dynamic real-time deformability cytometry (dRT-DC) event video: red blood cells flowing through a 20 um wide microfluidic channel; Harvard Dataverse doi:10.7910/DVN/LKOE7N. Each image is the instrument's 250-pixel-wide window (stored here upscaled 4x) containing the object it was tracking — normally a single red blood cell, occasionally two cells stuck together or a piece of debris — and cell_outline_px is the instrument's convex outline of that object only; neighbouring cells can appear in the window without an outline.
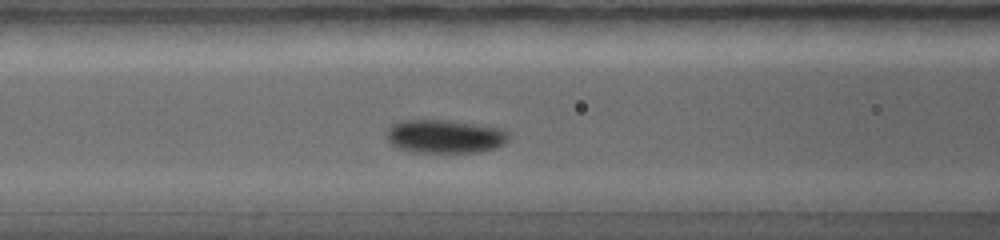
{"species": "common noctule bat (a hibernating species)", "species_latin": "Nyctalus noctula", "temperature_condition": "warm", "stored_images_in_passage": 26, "camera_frame_rate_fps": 5000, "um_per_image_px": 0.085, "animal": {"sex": "female", "body_mass_g": 19.0, "forearm_length_mm": 56.7}, "frame": {"image": 1, "passage_image": 8, "time_ms": 2.6, "image_size_px": [1000, 240], "cell_outline_px": [[504, 140], [500, 144], [492, 148], [480, 152], [420, 152], [404, 148], [392, 144], [388, 136], [392, 128], [396, 124], [464, 124], [488, 128], [500, 132], [504, 136]], "centroid_in_image_um": [37.8, 11.71], "position_along_channel_um": 128.8, "area_um2": 20.11}}
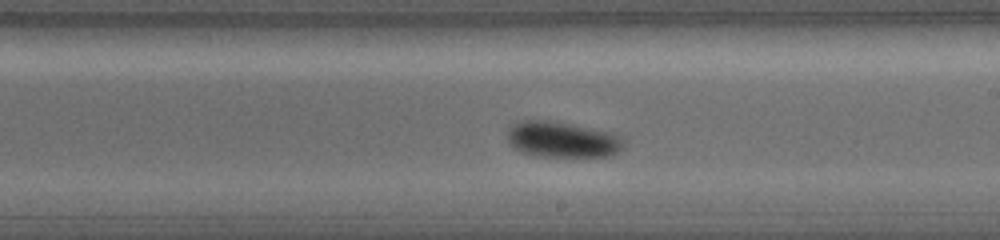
{"frame": {"image": 2, "passage_image": 14, "time_ms": 4.6, "image_size_px": [1000, 240], "cell_outline_px": [[616, 148], [608, 156], [548, 156], [516, 148], [512, 140], [512, 132], [520, 124], [556, 124], [576, 128], [608, 136], [616, 140]], "centroid_in_image_um": [47.74, 11.98], "position_along_channel_um": 241.3, "area_um2": 19.36}}
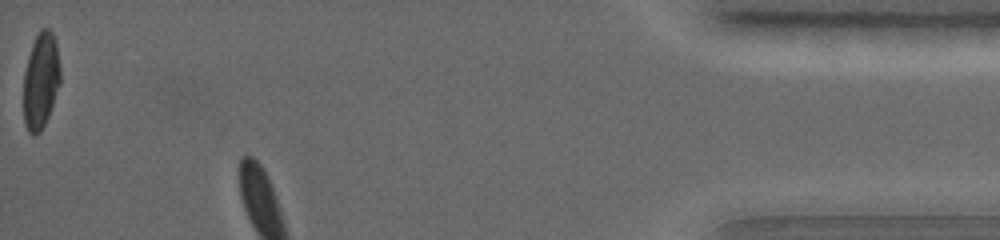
{"frame": {"image": 3, "passage_image": 26, "time_ms": 8.6, "image_size_px": [1000, 240], "cell_outline_px": [[60, 84], [48, 116], [40, 132], [36, 136], [32, 136], [28, 132], [24, 124], [24, 72], [28, 56], [32, 44], [40, 28], [48, 28], [52, 32], [56, 44], [60, 68]], "centroid_in_image_um": [3.46, 6.87], "position_along_channel_um": 431.7, "area_um2": 20.63}}